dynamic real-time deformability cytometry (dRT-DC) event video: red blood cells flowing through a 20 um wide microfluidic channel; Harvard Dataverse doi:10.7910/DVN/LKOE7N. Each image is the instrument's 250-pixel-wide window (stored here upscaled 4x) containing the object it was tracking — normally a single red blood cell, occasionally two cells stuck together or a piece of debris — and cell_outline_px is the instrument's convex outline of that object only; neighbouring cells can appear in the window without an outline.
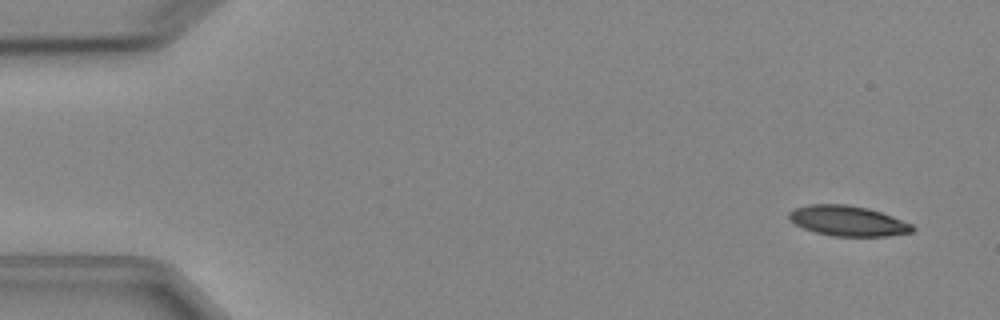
{"species": "Egyptian fruit bat (a non-hibernating species)", "species_latin": "Rousettus aegyptiacus", "temperature_condition": "cold", "stored_images_in_passage": 8, "camera_frame_rate_fps": 3000, "um_per_image_px": 0.085, "animal": {"sex": "female"}, "frame": {"image": 1, "passage_image": 1, "time_ms": 0.0, "image_size_px": [1000, 320], "cell_outline_px": [[916, 228], [912, 232], [884, 236], [836, 236], [816, 232], [804, 228], [796, 224], [788, 216], [788, 212], [796, 208], [808, 204], [848, 204], [868, 208], [892, 216], [912, 224]], "centroid_in_image_um": [72.08, 18.76], "position_along_channel_um": 12.9, "area_um2": 21.56}}
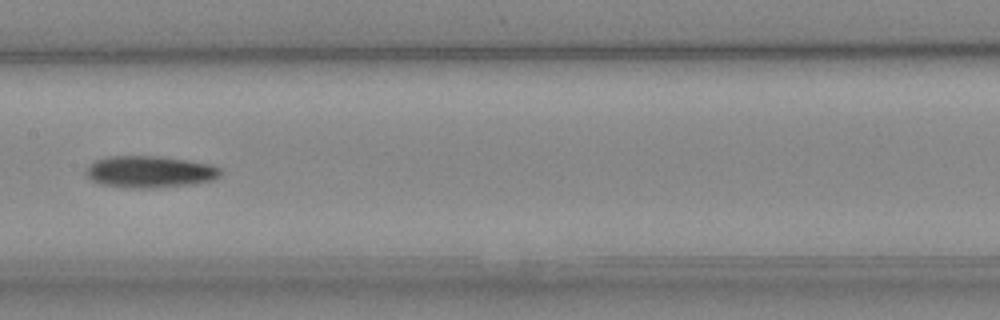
{"frame": {"image": 2, "passage_image": 7, "time_ms": 7.667, "image_size_px": [1000, 320], "cell_outline_px": [[220, 176], [212, 180], [192, 184], [156, 188], [128, 188], [100, 184], [92, 180], [84, 172], [96, 160], [112, 156], [160, 156], [188, 160], [208, 164], [220, 168]], "centroid_in_image_um": [12.74, 14.61], "position_along_channel_um": 194.7, "area_um2": 24.8}}
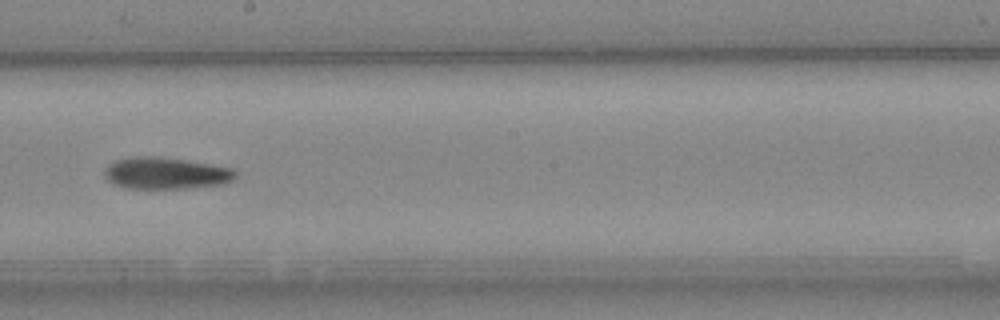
{"frame": {"image": 3, "passage_image": 8, "time_ms": 8.667, "image_size_px": [1000, 320], "cell_outline_px": [[236, 176], [232, 180], [224, 184], [184, 188], [124, 188], [112, 184], [104, 176], [104, 168], [108, 164], [116, 160], [132, 156], [156, 156], [184, 160], [232, 168], [236, 172]], "centroid_in_image_um": [14.03, 14.72], "position_along_channel_um": 234.2, "area_um2": 24.22}}